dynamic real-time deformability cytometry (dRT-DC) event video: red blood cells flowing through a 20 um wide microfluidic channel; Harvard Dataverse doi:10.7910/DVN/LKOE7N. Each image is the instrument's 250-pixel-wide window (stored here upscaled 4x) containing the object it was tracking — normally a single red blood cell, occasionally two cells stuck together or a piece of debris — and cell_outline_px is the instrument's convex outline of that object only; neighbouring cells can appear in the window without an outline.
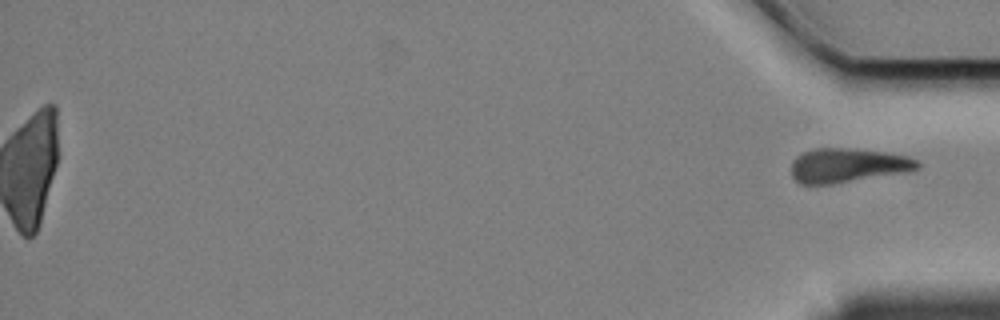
{"species": "Egyptian fruit bat (a non-hibernating species)", "species_latin": "Rousettus aegyptiacus", "temperature_condition": "cold", "stored_images_in_passage": 47, "camera_frame_rate_fps": 3000, "um_per_image_px": 0.085, "animal": {"sex": "female"}, "frame": {"image": 1, "passage_image": 47, "time_ms": 15.333, "image_size_px": [1000, 320], "cell_outline_px": [[920, 168], [908, 172], [832, 184], [800, 184], [792, 176], [792, 164], [796, 156], [804, 152], [816, 148], [856, 148], [884, 152], [908, 156], [920, 160]], "centroid_in_image_um": [72.1, 14.05], "position_along_channel_um": 363.1, "area_um2": 25.37}}